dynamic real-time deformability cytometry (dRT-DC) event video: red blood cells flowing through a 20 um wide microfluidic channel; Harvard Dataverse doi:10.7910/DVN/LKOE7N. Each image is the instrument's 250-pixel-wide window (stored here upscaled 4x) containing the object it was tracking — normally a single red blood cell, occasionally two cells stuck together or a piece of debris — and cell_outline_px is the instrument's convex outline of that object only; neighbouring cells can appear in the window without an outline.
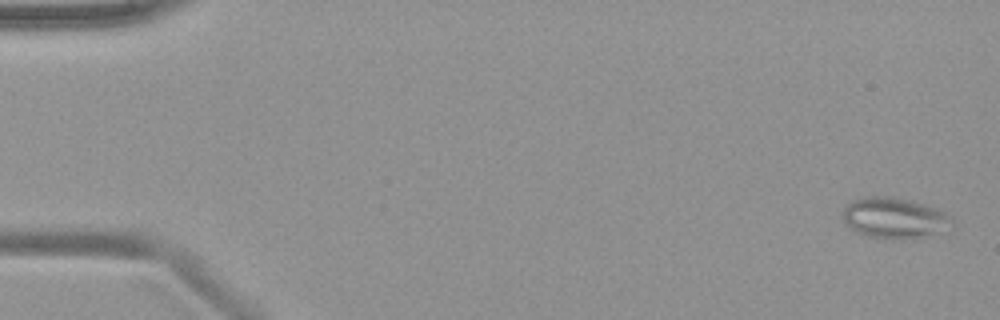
{"species": "common noctule bat (a hibernating species)", "species_latin": "Nyctalus noctula", "temperature_condition": "warm", "stored_images_in_passage": 50, "camera_frame_rate_fps": 3000, "um_per_image_px": 0.085, "animal": {"sex": "female", "body_mass_g": 19.9}, "frame": {"image": 1, "passage_image": 2, "time_ms": 0.333, "image_size_px": [1000, 320], "cell_outline_px": [[956, 228], [952, 232], [900, 240], [884, 240], [868, 236], [856, 232], [844, 224], [844, 208], [852, 200], [864, 196], [892, 196], [912, 200], [940, 208], [952, 216]], "centroid_in_image_um": [76.16, 18.55], "position_along_channel_um": 8.8, "area_um2": 27.34}}
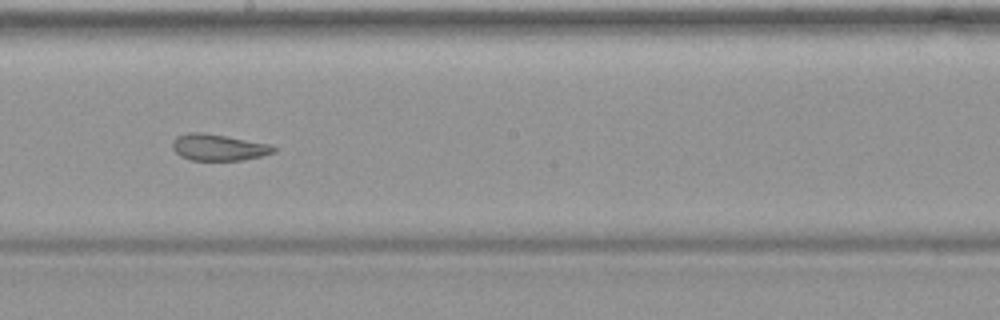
{"frame": {"image": 2, "passage_image": 29, "time_ms": 9.333, "image_size_px": [1000, 320], "cell_outline_px": [[276, 152], [244, 160], [192, 160], [180, 156], [172, 148], [172, 140], [176, 136], [188, 132], [204, 132], [228, 136], [272, 144], [276, 148]], "centroid_in_image_um": [18.57, 12.51], "position_along_channel_um": 229.6, "area_um2": 15.84}}
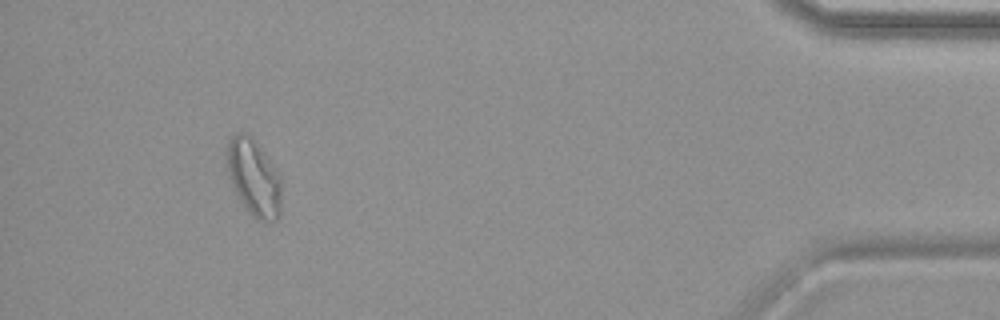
{"frame": {"image": 3, "passage_image": 47, "time_ms": 15.333, "image_size_px": [1000, 320], "cell_outline_px": [[280, 216], [276, 220], [256, 220], [252, 216], [240, 200], [236, 192], [228, 172], [224, 152], [228, 140], [236, 132], [244, 132], [252, 136], [256, 140], [280, 172]], "centroid_in_image_um": [21.56, 15.02], "position_along_channel_um": 413.6, "area_um2": 24.8}}